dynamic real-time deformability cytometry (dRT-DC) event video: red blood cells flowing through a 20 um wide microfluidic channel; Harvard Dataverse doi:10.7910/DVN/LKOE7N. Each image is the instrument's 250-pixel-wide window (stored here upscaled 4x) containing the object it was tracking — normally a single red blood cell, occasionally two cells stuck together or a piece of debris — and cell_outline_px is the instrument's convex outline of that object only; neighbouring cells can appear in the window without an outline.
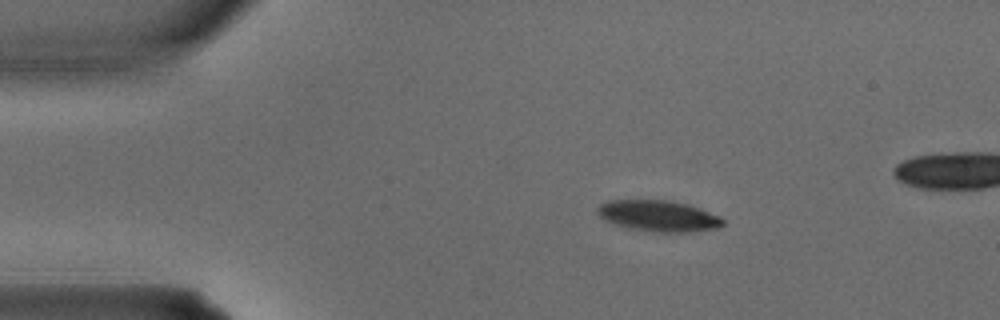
{"species": "common noctule bat (a hibernating species)", "species_latin": "Nyctalus noctula", "temperature_condition": "warm", "stored_images_in_passage": 3, "camera_frame_rate_fps": 3000, "um_per_image_px": 0.085, "animal": {"sex": "male", "body_mass_g": 15.6}, "frame": {"image": 1, "passage_image": 1, "time_ms": 0.0, "image_size_px": [1000, 320], "cell_outline_px": [[724, 224], [720, 228], [688, 232], [660, 232], [636, 228], [616, 224], [600, 216], [596, 212], [596, 208], [600, 204], [608, 200], [664, 200], [688, 204], [700, 208], [720, 216], [724, 220]], "centroid_in_image_um": [56.02, 18.34], "position_along_channel_um": 29.0, "area_um2": 22.43}}